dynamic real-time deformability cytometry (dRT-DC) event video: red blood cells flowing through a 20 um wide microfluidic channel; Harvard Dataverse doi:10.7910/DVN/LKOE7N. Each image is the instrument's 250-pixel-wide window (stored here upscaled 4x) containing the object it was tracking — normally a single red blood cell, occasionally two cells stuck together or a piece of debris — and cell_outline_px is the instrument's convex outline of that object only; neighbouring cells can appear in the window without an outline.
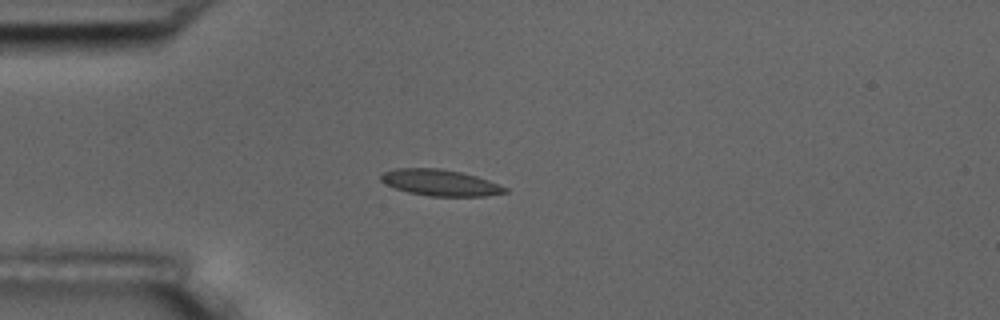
{"species": "common noctule bat (a hibernating species)", "species_latin": "Nyctalus noctula", "temperature_condition": "room temperature", "stored_images_in_passage": 3, "camera_frame_rate_fps": 3000, "um_per_image_px": 0.085, "animal": {"sex": "male", "body_mass_g": 17.5, "forearm_length_mm": 52.3}, "frame": {"image": 1, "passage_image": 3, "time_ms": 0.667, "image_size_px": [1000, 320], "cell_outline_px": [[508, 192], [484, 196], [428, 196], [408, 192], [384, 184], [380, 180], [380, 176], [384, 172], [396, 168], [440, 168], [460, 172], [476, 176], [488, 180], [508, 188]], "centroid_in_image_um": [37.4, 15.52], "position_along_channel_um": 47.6, "area_um2": 18.96}}